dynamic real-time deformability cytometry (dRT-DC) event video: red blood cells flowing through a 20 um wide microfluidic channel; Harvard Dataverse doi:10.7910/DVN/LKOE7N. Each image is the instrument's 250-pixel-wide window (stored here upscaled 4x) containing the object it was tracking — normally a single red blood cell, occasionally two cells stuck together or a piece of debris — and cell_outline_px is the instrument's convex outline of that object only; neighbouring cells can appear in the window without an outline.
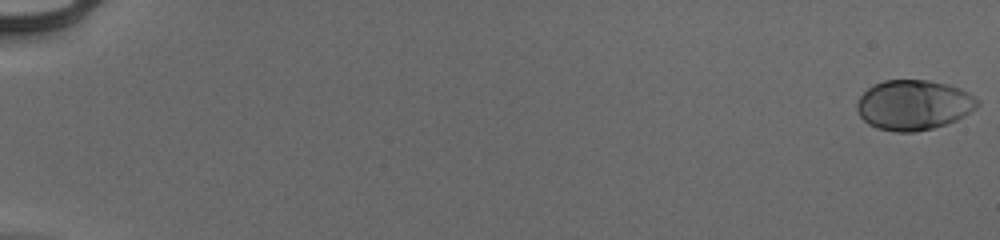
{"species": "human", "species_latin": "Homo sapiens", "temperature_condition": "cold", "stored_images_in_passage": 55, "camera_frame_rate_fps": 3000, "um_per_image_px": 0.085, "donor": {"sex": "male"}, "frame": {"image": 1, "passage_image": 1, "time_ms": 0.0, "image_size_px": [1000, 240], "cell_outline_px": [[980, 104], [976, 108], [964, 116], [956, 120], [932, 128], [916, 132], [896, 132], [876, 128], [868, 124], [860, 116], [856, 108], [856, 100], [872, 84], [884, 80], [928, 80], [948, 84], [960, 88], [976, 96], [980, 100]], "centroid_in_image_um": [77.66, 8.91], "position_along_channel_um": 7.3, "area_um2": 35.49}}
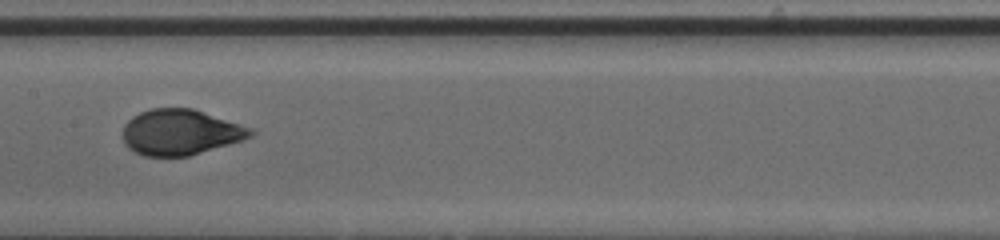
{"frame": {"image": 2, "passage_image": 31, "time_ms": 10.0, "image_size_px": [1000, 240], "cell_outline_px": [[256, 132], [252, 136], [244, 140], [188, 156], [144, 156], [128, 148], [124, 144], [124, 124], [132, 116], [140, 112], [152, 108], [192, 108], [252, 128]], "centroid_in_image_um": [15.34, 11.24], "position_along_channel_um": 192.1, "area_um2": 33.93}}
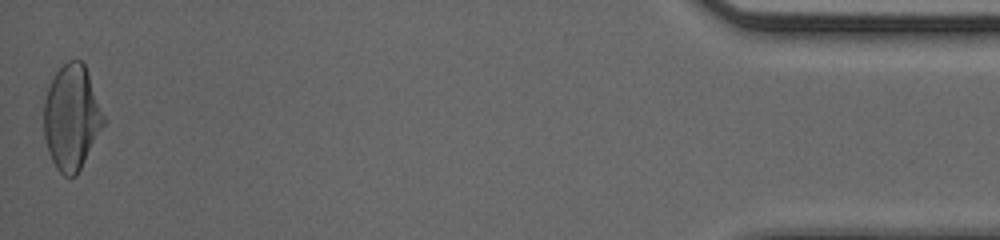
{"frame": {"image": 3, "passage_image": 55, "time_ms": 18.0, "image_size_px": [1000, 240], "cell_outline_px": [[104, 124], [76, 176], [64, 176], [56, 168], [48, 152], [44, 136], [44, 100], [48, 88], [56, 72], [68, 60], [80, 60], [84, 64], [104, 116]], "centroid_in_image_um": [6.06, 10.0], "position_along_channel_um": 429.1, "area_um2": 35.89}, "authors_computed_cell_mechanics": {"area_um2": 34.391, "velocity_mm_per_s": 3.9467, "shape_relaxation_time_tau1_ms": 3.8993, "shape_relaxation_time_tau2_ms": null, "deformation_change_tau1": 0.1697, "deformation_change_tau2": null}}